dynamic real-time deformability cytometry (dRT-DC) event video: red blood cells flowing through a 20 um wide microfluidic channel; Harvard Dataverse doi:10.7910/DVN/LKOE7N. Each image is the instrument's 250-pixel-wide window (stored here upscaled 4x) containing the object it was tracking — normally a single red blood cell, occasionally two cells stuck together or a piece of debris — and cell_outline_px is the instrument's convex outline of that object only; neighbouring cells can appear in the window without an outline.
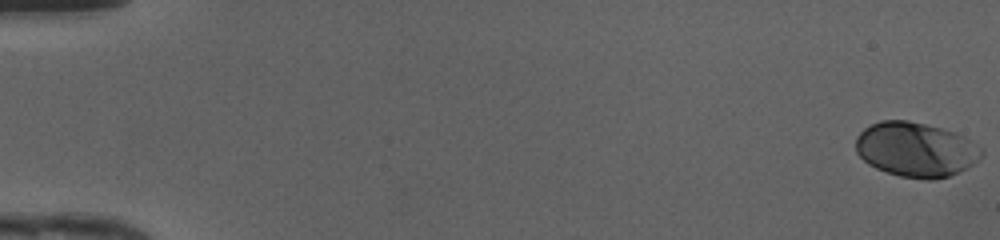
{"species": "human", "species_latin": "Homo sapiens", "temperature_condition": "cold", "stored_images_in_passage": 50, "camera_frame_rate_fps": 3000, "um_per_image_px": 0.085, "donor": {"sex": "female"}, "frame": {"image": 1, "passage_image": 1, "time_ms": 0.0, "image_size_px": [1000, 240], "cell_outline_px": [[984, 156], [972, 164], [948, 176], [932, 180], [924, 180], [900, 176], [876, 168], [868, 164], [856, 152], [856, 136], [864, 128], [880, 120], [908, 120], [940, 128], [964, 136], [984, 148]], "centroid_in_image_um": [77.85, 12.71], "position_along_channel_um": 7.2, "area_um2": 40.0}}
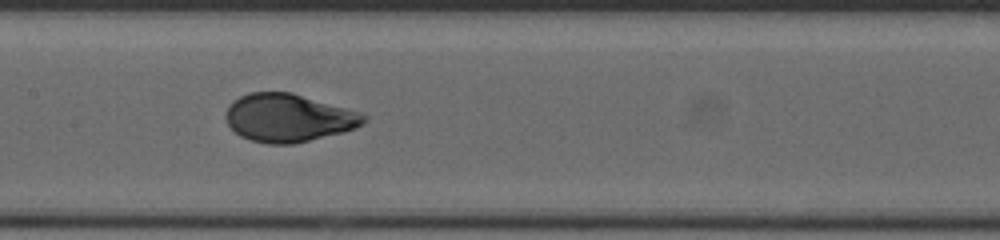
{"frame": {"image": 2, "passage_image": 26, "time_ms": 8.333, "image_size_px": [1000, 240], "cell_outline_px": [[368, 120], [364, 124], [356, 128], [344, 132], [292, 144], [268, 144], [252, 140], [240, 136], [228, 124], [224, 116], [228, 104], [240, 96], [248, 92], [292, 92], [360, 112], [368, 116]], "centroid_in_image_um": [24.53, 10.01], "position_along_channel_um": 182.9, "area_um2": 38.78}}
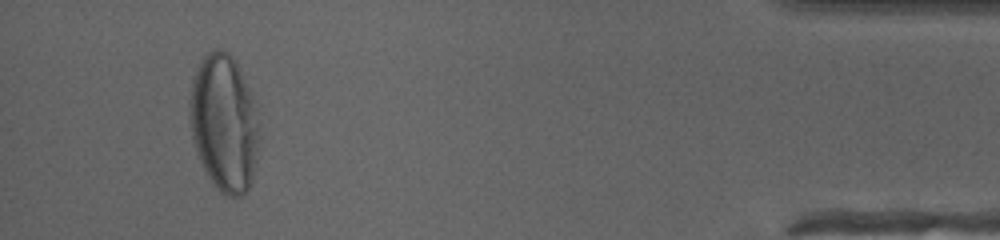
{"frame": {"image": 3, "passage_image": 47, "time_ms": 15.333, "image_size_px": [1000, 240], "cell_outline_px": [[256, 160], [252, 180], [244, 196], [228, 196], [220, 192], [216, 188], [208, 176], [196, 152], [192, 140], [188, 116], [188, 100], [192, 80], [204, 56], [208, 52], [216, 48], [220, 48], [228, 52], [232, 56], [248, 88], [252, 100], [256, 128]], "centroid_in_image_um": [18.97, 10.47], "position_along_channel_um": 416.2, "area_um2": 54.68}, "authors_computed_cell_mechanics": {"area_um2": 38.9861, "velocity_mm_per_s": 4.1976, "shape_relaxation_time_tau1_ms": 4.0763, "shape_relaxation_time_tau2_ms": null, "deformation_change_tau1": 0.2059, "deformation_change_tau2": null}}